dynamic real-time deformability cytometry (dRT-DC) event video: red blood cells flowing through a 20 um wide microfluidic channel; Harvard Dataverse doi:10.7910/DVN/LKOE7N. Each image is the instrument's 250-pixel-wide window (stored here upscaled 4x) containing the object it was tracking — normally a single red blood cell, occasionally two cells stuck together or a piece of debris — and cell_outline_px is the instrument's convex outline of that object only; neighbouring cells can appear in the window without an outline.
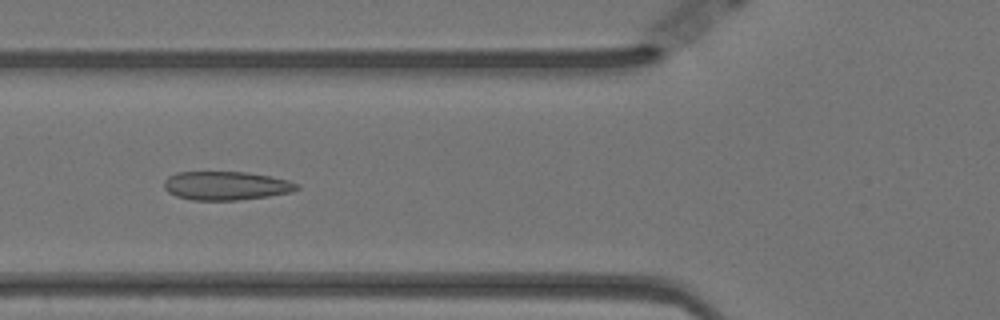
{"species": "Egyptian fruit bat (a non-hibernating species)", "species_latin": "Rousettus aegyptiacus", "temperature_condition": "warm", "stored_images_in_passage": 57, "camera_frame_rate_fps": 3000, "um_per_image_px": 0.085, "animal": {"sex": "female"}, "frame": {"image": 1, "passage_image": 21, "time_ms": 6.667, "image_size_px": [1000, 320], "cell_outline_px": [[300, 188], [292, 192], [268, 196], [240, 200], [192, 200], [176, 196], [168, 192], [164, 188], [164, 180], [168, 176], [176, 172], [244, 172], [268, 176], [288, 180], [300, 184]], "centroid_in_image_um": [19.21, 15.79], "position_along_channel_um": 106.6, "area_um2": 22.25}}
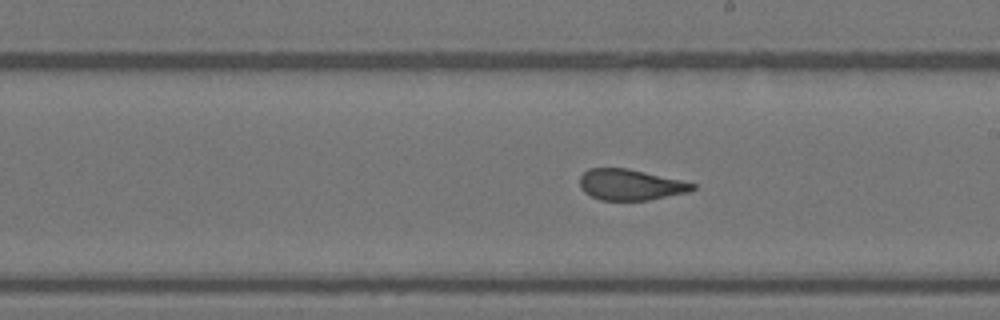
{"frame": {"image": 2, "passage_image": 32, "time_ms": 10.333, "image_size_px": [1000, 320], "cell_outline_px": [[696, 188], [688, 192], [648, 200], [600, 200], [584, 192], [580, 188], [580, 176], [588, 168], [628, 168], [680, 180], [696, 184]], "centroid_in_image_um": [53.56, 15.7], "position_along_channel_um": 235.4, "area_um2": 20.23}}
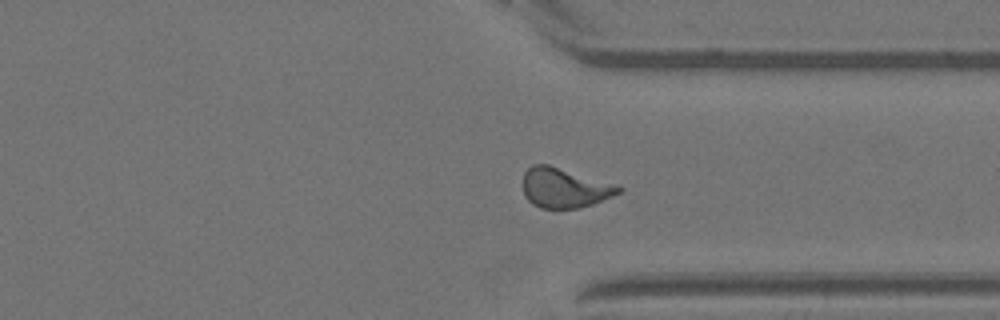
{"frame": {"image": 3, "passage_image": 43, "time_ms": 14.0, "image_size_px": [1000, 320], "cell_outline_px": [[624, 188], [620, 192], [612, 196], [592, 204], [580, 208], [540, 208], [532, 204], [524, 196], [524, 172], [532, 164], [548, 164], [620, 184]], "centroid_in_image_um": [48.02, 15.95], "position_along_channel_um": 363.4, "area_um2": 22.48}, "authors_computed_cell_mechanics": {"area_um2": 22.1374, "velocity_mm_per_s": 3.5004, "shape_relaxation_time_tau1_ms": null, "shape_relaxation_time_tau2_ms": 1.0512, "deformation_change_tau1": null, "deformation_change_tau2": 0.0965}}